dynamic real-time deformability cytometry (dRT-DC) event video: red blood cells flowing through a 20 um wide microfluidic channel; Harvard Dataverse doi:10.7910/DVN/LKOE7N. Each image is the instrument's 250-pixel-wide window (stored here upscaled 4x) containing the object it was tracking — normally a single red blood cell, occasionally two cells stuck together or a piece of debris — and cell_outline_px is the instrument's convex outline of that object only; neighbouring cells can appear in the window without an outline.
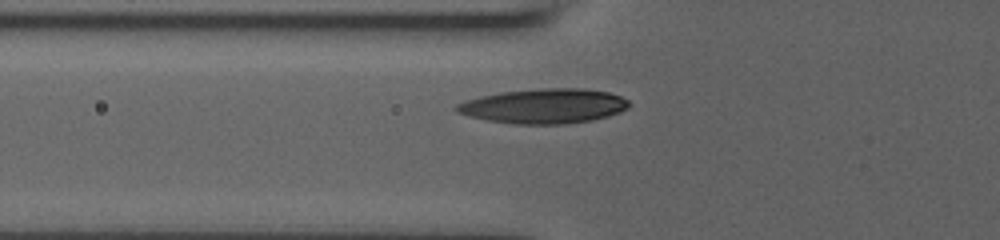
{"species": "human", "species_latin": "Homo sapiens", "temperature_condition": "room temperature", "stored_images_in_passage": 31, "camera_frame_rate_fps": 3000, "um_per_image_px": 0.085, "donor": {"sex": "male"}, "frame": {"image": 1, "passage_image": 2, "time_ms": 0.333, "image_size_px": [1000, 240], "cell_outline_px": [[628, 108], [620, 112], [608, 116], [592, 120], [564, 124], [516, 124], [488, 120], [468, 116], [456, 112], [452, 108], [456, 104], [480, 96], [500, 92], [540, 88], [584, 88], [608, 92], [620, 96], [628, 100]], "centroid_in_image_um": [46.22, 9.01], "position_along_channel_um": 79.6, "area_um2": 34.97}}
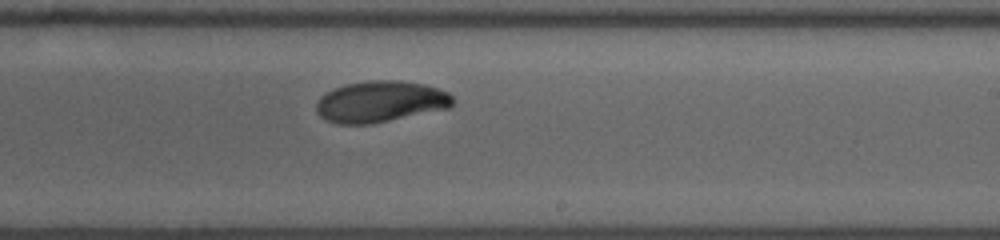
{"frame": {"image": 2, "passage_image": 18, "time_ms": 5.0, "image_size_px": [1000, 240], "cell_outline_px": [[452, 104], [448, 108], [372, 124], [336, 124], [320, 116], [316, 112], [316, 100], [320, 96], [344, 84], [368, 80], [400, 80], [424, 84], [448, 92], [452, 96]], "centroid_in_image_um": [32.3, 8.63], "position_along_channel_um": 256.7, "area_um2": 32.83}}
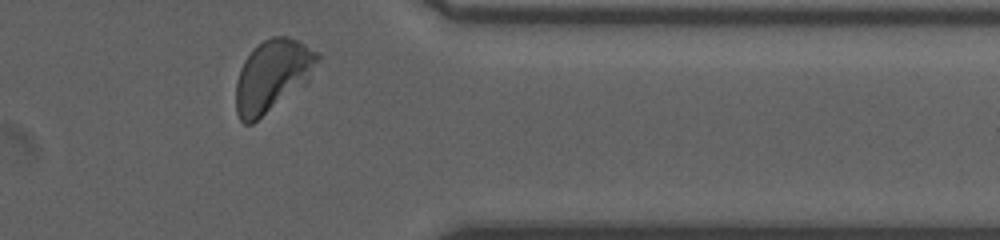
{"frame": {"image": 3, "passage_image": 30, "time_ms": 8.667, "image_size_px": [1000, 240], "cell_outline_px": [[320, 60], [308, 80], [304, 84], [252, 124], [244, 124], [240, 120], [236, 112], [236, 80], [240, 68], [244, 60], [252, 48], [264, 40], [272, 36], [288, 36], [304, 44], [316, 52], [320, 56]], "centroid_in_image_um": [23.13, 6.42], "position_along_channel_um": 388.3, "area_um2": 33.93}, "authors_computed_cell_mechanics": {"area_um2": 32.946, "velocity_mm_per_s": 3.7953, "shape_relaxation_time_tau1_ms": 4.2491, "shape_relaxation_time_tau2_ms": 3.4401, "deformation_change_tau1": 0.1645, "deformation_change_tau2": 0.0643}}